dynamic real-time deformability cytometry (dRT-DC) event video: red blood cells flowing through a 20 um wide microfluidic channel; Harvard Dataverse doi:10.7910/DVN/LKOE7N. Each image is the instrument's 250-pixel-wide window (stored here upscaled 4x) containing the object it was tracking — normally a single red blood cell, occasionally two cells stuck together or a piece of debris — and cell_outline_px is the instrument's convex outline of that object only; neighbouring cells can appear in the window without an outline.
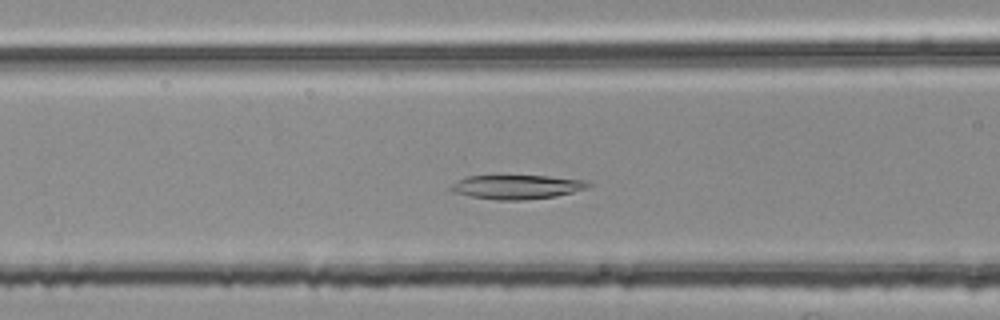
{"species": "common noctule bat (a hibernating species)", "species_latin": "Nyctalus noctula", "temperature_condition": "room temperature", "stored_images_in_passage": 39, "camera_frame_rate_fps": 3000, "um_per_image_px": 0.085, "animal": {"sex": "female", "body_mass_g": 25.1}, "frame": {"image": 1, "passage_image": 18, "time_ms": 5.667, "image_size_px": [1000, 320], "cell_outline_px": [[592, 184], [588, 188], [556, 196], [520, 200], [500, 200], [472, 196], [456, 192], [448, 188], [456, 180], [468, 176], [548, 176], [584, 180]], "centroid_in_image_um": [43.95, 15.88], "position_along_channel_um": 122.7, "area_um2": 19.02}}
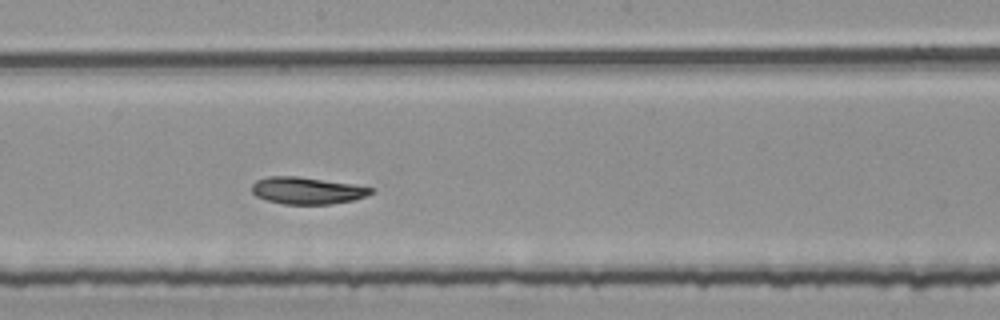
{"frame": {"image": 2, "passage_image": 26, "time_ms": 8.333, "image_size_px": [1000, 320], "cell_outline_px": [[376, 192], [352, 200], [332, 204], [284, 204], [264, 200], [256, 196], [252, 192], [252, 184], [256, 180], [268, 176], [296, 176], [352, 184], [376, 188]], "centroid_in_image_um": [26.09, 16.2], "position_along_channel_um": 222.1, "area_um2": 18.79}}
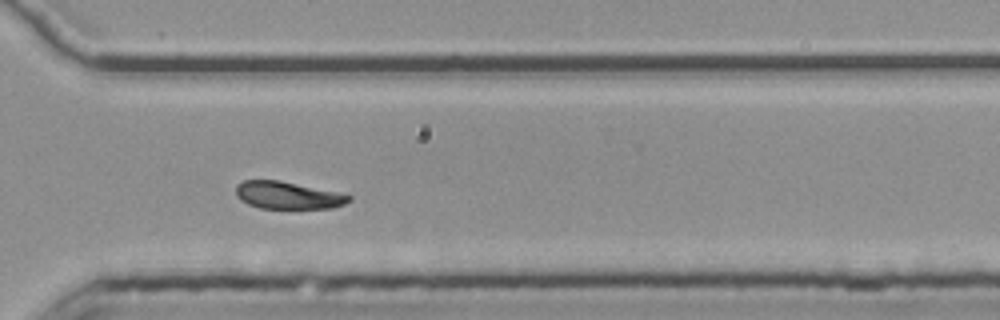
{"frame": {"image": 3, "passage_image": 36, "time_ms": 11.667, "image_size_px": [1000, 320], "cell_outline_px": [[352, 200], [344, 204], [332, 208], [260, 208], [248, 204], [240, 200], [236, 196], [236, 184], [244, 180], [280, 180], [348, 192], [352, 196]], "centroid_in_image_um": [24.56, 16.58], "position_along_channel_um": 346.0, "area_um2": 18.67}, "authors_computed_cell_mechanics": {"area_um2": 19.8832, "velocity_mm_per_s": 3.7233, "shape_relaxation_time_tau1_ms": null, "shape_relaxation_time_tau2_ms": 6.5778, "deformation_change_tau1": null, "deformation_change_tau2": 0.0852}}